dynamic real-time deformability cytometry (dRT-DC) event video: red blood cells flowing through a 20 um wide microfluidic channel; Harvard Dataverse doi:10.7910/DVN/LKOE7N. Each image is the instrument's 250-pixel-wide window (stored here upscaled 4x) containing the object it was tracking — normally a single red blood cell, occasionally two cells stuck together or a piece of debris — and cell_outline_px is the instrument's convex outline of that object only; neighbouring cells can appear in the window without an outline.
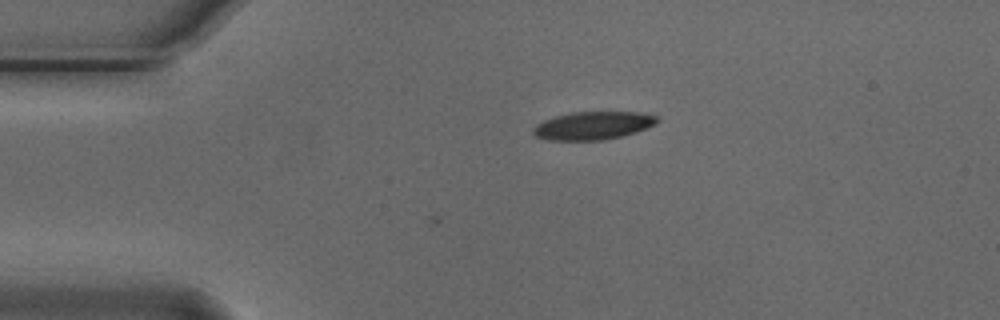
{"species": "Egyptian fruit bat (a non-hibernating species)", "species_latin": "Rousettus aegyptiacus", "temperature_condition": "cold", "stored_images_in_passage": 4, "camera_frame_rate_fps": 3000, "um_per_image_px": 0.085, "animal": {"sex": "male"}, "frame": {"image": 1, "passage_image": 4, "time_ms": 1.0, "image_size_px": [1000, 320], "cell_outline_px": [[660, 120], [656, 124], [636, 132], [620, 136], [600, 140], [548, 140], [536, 136], [532, 132], [532, 128], [536, 124], [544, 120], [556, 116], [572, 112], [636, 112], [656, 116]], "centroid_in_image_um": [50.39, 10.67], "position_along_channel_um": 34.6, "area_um2": 20.11}}